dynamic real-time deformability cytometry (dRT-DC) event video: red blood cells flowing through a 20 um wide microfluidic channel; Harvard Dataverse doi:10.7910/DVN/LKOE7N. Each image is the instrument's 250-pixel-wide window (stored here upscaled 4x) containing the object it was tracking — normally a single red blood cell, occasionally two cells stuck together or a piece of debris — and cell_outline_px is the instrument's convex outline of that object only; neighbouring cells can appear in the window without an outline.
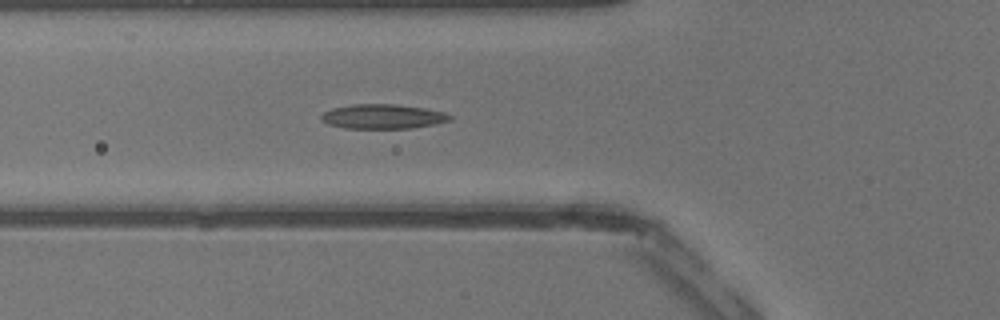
{"species": "common noctule bat (a hibernating species)", "species_latin": "Nyctalus noctula", "temperature_condition": "warm", "stored_images_in_passage": 10, "camera_frame_rate_fps": 3000, "um_per_image_px": 0.085, "animal": {"sex": "male", "body_mass_g": 13.3}, "frame": {"image": 1, "passage_image": 9, "time_ms": 2.667, "image_size_px": [1000, 320], "cell_outline_px": [[452, 120], [412, 128], [344, 128], [328, 124], [320, 120], [320, 116], [324, 112], [332, 108], [352, 104], [396, 104], [424, 108], [444, 112], [452, 116]], "centroid_in_image_um": [32.51, 9.9], "position_along_channel_um": 93.3, "area_um2": 18.38}}